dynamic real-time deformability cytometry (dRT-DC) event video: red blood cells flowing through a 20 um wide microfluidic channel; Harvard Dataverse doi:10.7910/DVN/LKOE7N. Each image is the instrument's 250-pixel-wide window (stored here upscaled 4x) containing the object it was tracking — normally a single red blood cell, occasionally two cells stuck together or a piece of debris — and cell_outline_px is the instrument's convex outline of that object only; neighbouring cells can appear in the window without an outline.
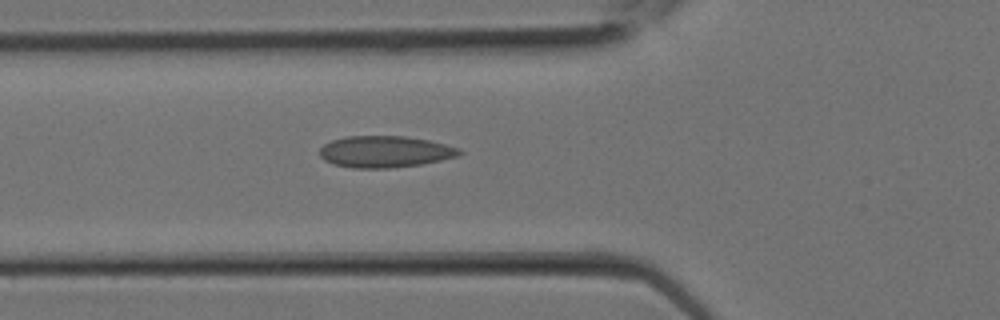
{"species": "Egyptian fruit bat (a non-hibernating species)", "species_latin": "Rousettus aegyptiacus", "temperature_condition": "room temperature", "stored_images_in_passage": 9, "camera_frame_rate_fps": 3000, "um_per_image_px": 0.085, "animal": {"sex": "female"}, "frame": {"image": 1, "passage_image": 9, "time_ms": 2.667, "image_size_px": [1000, 320], "cell_outline_px": [[464, 152], [456, 156], [440, 160], [420, 164], [388, 168], [352, 168], [336, 164], [324, 160], [320, 156], [320, 148], [324, 144], [332, 140], [344, 136], [404, 136], [428, 140], [460, 148]], "centroid_in_image_um": [32.71, 12.88], "position_along_channel_um": 93.1, "area_um2": 25.55}}